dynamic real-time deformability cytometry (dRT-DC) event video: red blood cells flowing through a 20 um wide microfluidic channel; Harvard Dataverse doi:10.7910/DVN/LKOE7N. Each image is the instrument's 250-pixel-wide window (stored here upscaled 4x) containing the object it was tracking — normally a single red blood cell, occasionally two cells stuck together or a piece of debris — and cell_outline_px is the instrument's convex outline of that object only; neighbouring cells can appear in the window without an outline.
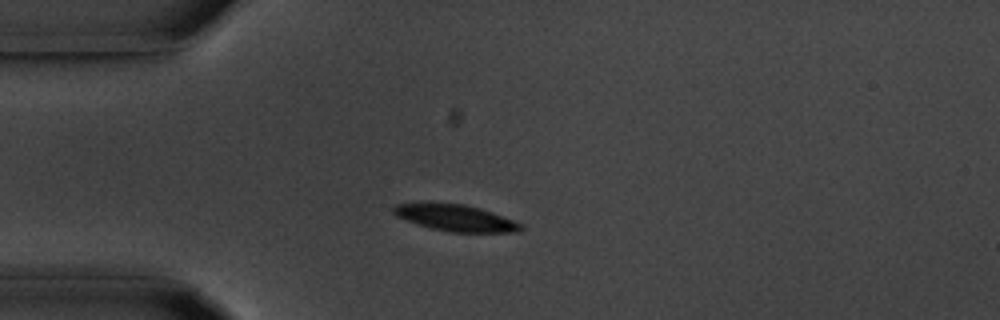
{"species": "common noctule bat (a hibernating species)", "species_latin": "Nyctalus noctula", "temperature_condition": "room temperature", "stored_images_in_passage": 41, "camera_frame_rate_fps": 3000, "um_per_image_px": 0.085, "animal": {"sex": "male", "body_mass_g": 20.1, "forearm_length_mm": 53.5}, "frame": {"image": 1, "passage_image": 1, "time_ms": 0.0, "image_size_px": [1000, 320], "cell_outline_px": [[524, 228], [520, 232], [452, 232], [432, 228], [396, 216], [392, 212], [392, 208], [396, 204], [428, 200], [464, 204], [480, 208], [492, 212], [524, 224]], "centroid_in_image_um": [38.7, 18.47], "position_along_channel_um": 46.3, "area_um2": 20.17}}
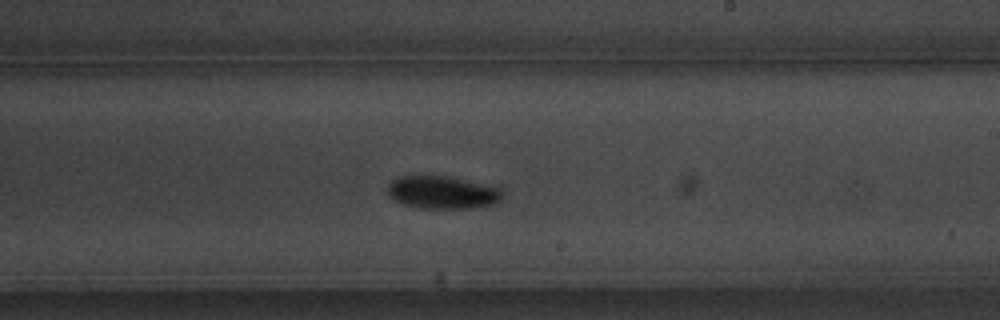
{"frame": {"image": 2, "passage_image": 19, "time_ms": 6.0, "image_size_px": [1000, 320], "cell_outline_px": [[504, 192], [500, 200], [496, 204], [472, 208], [420, 208], [404, 204], [388, 196], [388, 184], [396, 176], [444, 176], [500, 188]], "centroid_in_image_um": [37.59, 16.36], "position_along_channel_um": 251.4, "area_um2": 21.73}}
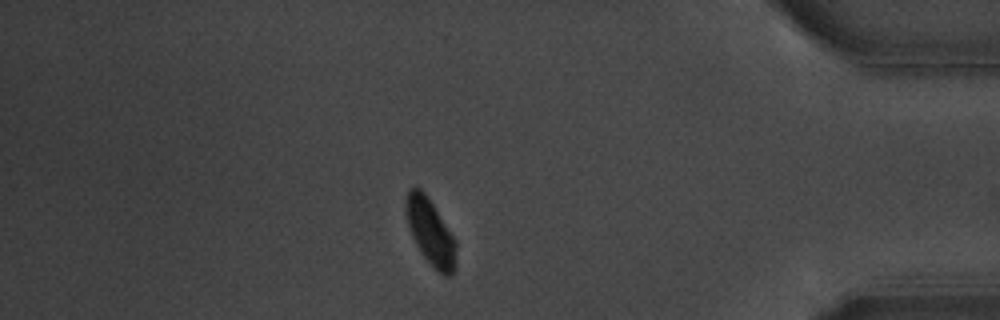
{"frame": {"image": 3, "passage_image": 34, "time_ms": 11.0, "image_size_px": [1000, 320], "cell_outline_px": [[456, 268], [448, 276], [444, 276], [424, 256], [416, 244], [412, 236], [404, 212], [404, 196], [408, 188], [420, 188], [428, 196], [456, 240]], "centroid_in_image_um": [36.56, 19.65], "position_along_channel_um": 398.6, "area_um2": 19.42}, "authors_computed_cell_mechanics": {"area_um2": 20.808, "velocity_mm_per_s": 3.667, "shape_relaxation_time_tau1_ms": 1.8712, "shape_relaxation_time_tau2_ms": null, "deformation_change_tau1": 0.0902, "deformation_change_tau2": null}}